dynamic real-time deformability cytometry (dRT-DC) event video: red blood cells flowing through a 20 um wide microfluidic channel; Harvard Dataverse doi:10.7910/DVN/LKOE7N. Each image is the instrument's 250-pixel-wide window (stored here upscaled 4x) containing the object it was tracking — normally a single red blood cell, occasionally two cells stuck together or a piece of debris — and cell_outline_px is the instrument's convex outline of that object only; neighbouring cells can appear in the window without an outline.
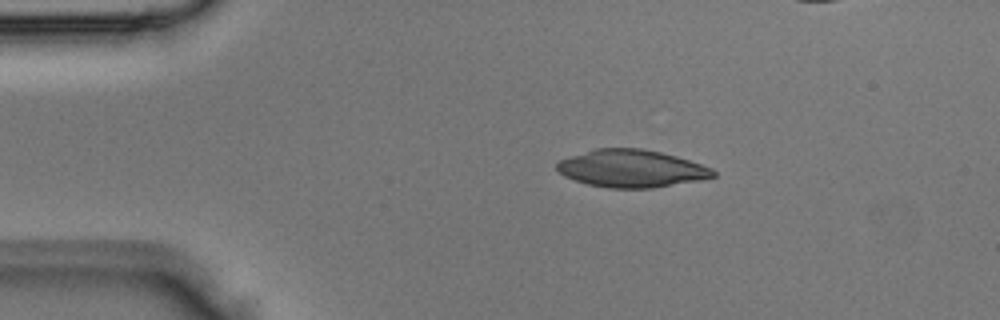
{"species": "Egyptian fruit bat (a non-hibernating species)", "species_latin": "Rousettus aegyptiacus", "temperature_condition": "room temperature", "stored_images_in_passage": 3, "segment_of_instrument_passage": [1, 2], "camera_frame_rate_fps": 3000, "um_per_image_px": 0.085, "animal": {"sex": "male"}, "frame": {"image": 1, "passage_image": 1, "time_ms": 0.0, "image_size_px": [1000, 320], "cell_outline_px": [[716, 176], [700, 180], [652, 188], [608, 188], [588, 184], [564, 176], [556, 168], [556, 164], [560, 160], [596, 148], [640, 148], [660, 152], [676, 156], [712, 168], [716, 172]], "centroid_in_image_um": [53.69, 14.33], "position_along_channel_um": 31.3, "area_um2": 33.87}}